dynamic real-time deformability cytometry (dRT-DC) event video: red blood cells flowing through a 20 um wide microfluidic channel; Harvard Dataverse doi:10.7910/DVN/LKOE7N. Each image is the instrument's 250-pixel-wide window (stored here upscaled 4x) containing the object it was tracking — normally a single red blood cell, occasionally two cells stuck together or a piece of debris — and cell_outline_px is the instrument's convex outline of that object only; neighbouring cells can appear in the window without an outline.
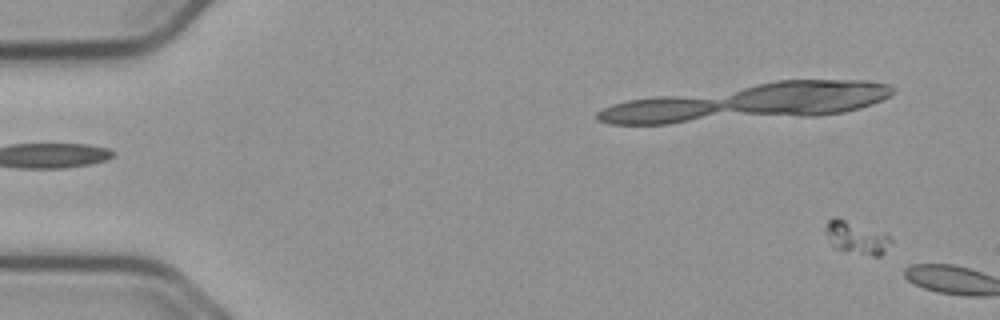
{"species": "common noctule bat (a hibernating species)", "species_latin": "Nyctalus noctula", "temperature_condition": "cold", "stored_images_in_passage": 5, "camera_frame_rate_fps": 3000, "um_per_image_px": 0.085, "animal": {"sex": "male", "body_mass_g": 23.1, "forearm_length_mm": 52.7}, "frame": {"image": 1, "passage_image": 3, "time_ms": 0.667, "image_size_px": [1000, 320], "cell_outline_px": [[892, 244], [880, 256], [872, 256], [844, 252], [832, 248], [824, 228], [828, 220], [836, 216], [888, 232], [892, 236]], "centroid_in_image_um": [72.83, 20.19], "position_along_channel_um": 12.2, "area_um2": 13.29}}